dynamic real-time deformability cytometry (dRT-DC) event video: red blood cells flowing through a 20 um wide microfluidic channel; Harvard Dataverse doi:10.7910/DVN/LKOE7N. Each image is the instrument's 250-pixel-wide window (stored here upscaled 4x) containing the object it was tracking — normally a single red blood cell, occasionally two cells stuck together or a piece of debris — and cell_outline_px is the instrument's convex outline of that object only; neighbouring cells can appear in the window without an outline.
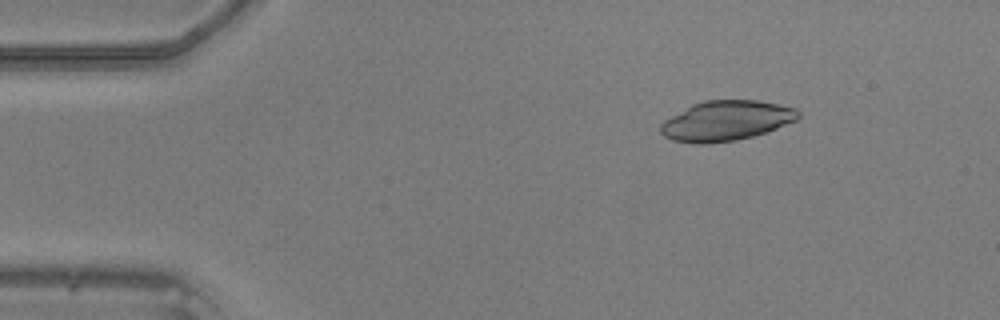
{"species": "common noctule bat (a hibernating species)", "species_latin": "Nyctalus noctula", "temperature_condition": "warm", "stored_images_in_passage": 48, "camera_frame_rate_fps": 3000, "um_per_image_px": 0.085, "animal": {"sex": "male", "body_mass_g": 20.5, "forearm_length_mm": 52.5}, "frame": {"image": 1, "passage_image": 7, "time_ms": 2.0, "image_size_px": [1000, 320], "cell_outline_px": [[800, 116], [796, 120], [776, 128], [752, 136], [736, 140], [708, 144], [700, 144], [672, 140], [664, 136], [660, 132], [660, 124], [664, 120], [692, 104], [704, 100], [756, 100], [796, 108], [800, 112]], "centroid_in_image_um": [61.69, 10.26], "position_along_channel_um": 23.3, "area_um2": 31.96}}
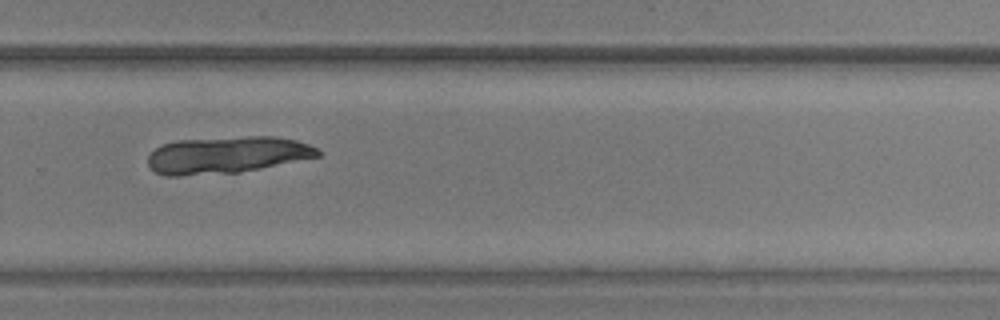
{"frame": {"image": 2, "passage_image": 33, "time_ms": 10.667, "image_size_px": [1000, 320], "cell_outline_px": [[320, 156], [240, 172], [176, 176], [164, 176], [156, 172], [148, 164], [148, 156], [160, 144], [176, 140], [248, 136], [276, 136], [296, 140], [308, 144], [316, 148], [320, 152]], "centroid_in_image_um": [19.26, 13.16], "position_along_channel_um": 310.5, "area_um2": 36.53}}
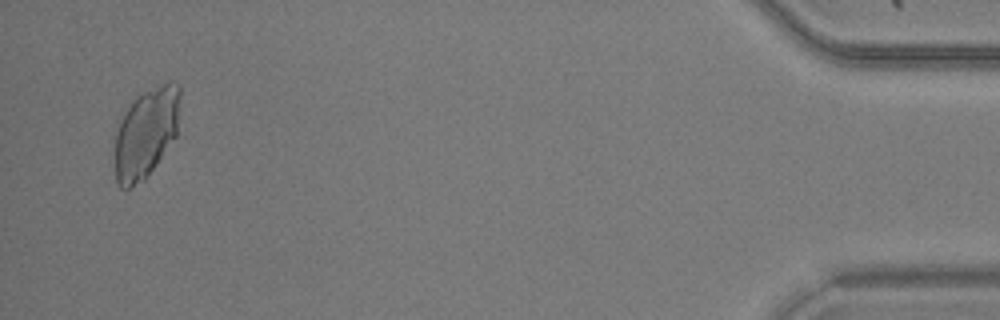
{"frame": {"image": 3, "passage_image": 47, "time_ms": 15.333, "image_size_px": [1000, 320], "cell_outline_px": [[180, 100], [176, 136], [156, 164], [144, 180], [128, 188], [120, 188], [116, 184], [112, 152], [116, 132], [120, 120], [132, 100], [136, 96], [168, 80], [172, 80], [180, 84]], "centroid_in_image_um": [12.37, 11.3], "position_along_channel_um": 422.8, "area_um2": 34.85}}